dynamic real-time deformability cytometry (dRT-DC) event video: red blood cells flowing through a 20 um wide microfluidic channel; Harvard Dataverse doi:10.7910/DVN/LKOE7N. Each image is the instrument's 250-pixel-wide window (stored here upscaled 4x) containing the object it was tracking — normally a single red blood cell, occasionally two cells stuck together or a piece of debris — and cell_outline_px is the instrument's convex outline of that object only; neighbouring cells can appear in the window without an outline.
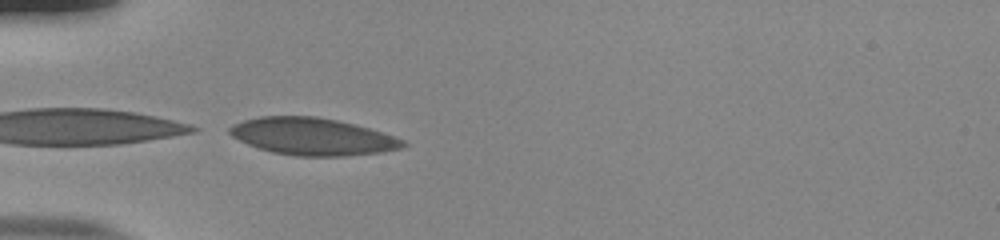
{"species": "human", "species_latin": "Homo sapiens", "temperature_condition": "room temperature", "stored_images_in_passage": 37, "camera_frame_rate_fps": 3000, "um_per_image_px": 0.085, "donor": {"sex": "male"}, "frame": {"image": 1, "passage_image": 1, "time_ms": 0.0, "image_size_px": [1000, 240], "cell_outline_px": [[408, 144], [404, 148], [380, 152], [344, 156], [296, 156], [272, 152], [248, 144], [232, 136], [228, 132], [228, 128], [232, 124], [244, 120], [260, 116], [316, 116], [336, 120], [368, 128], [404, 140]], "centroid_in_image_um": [26.54, 11.6], "position_along_channel_um": 58.5, "area_um2": 37.34}}
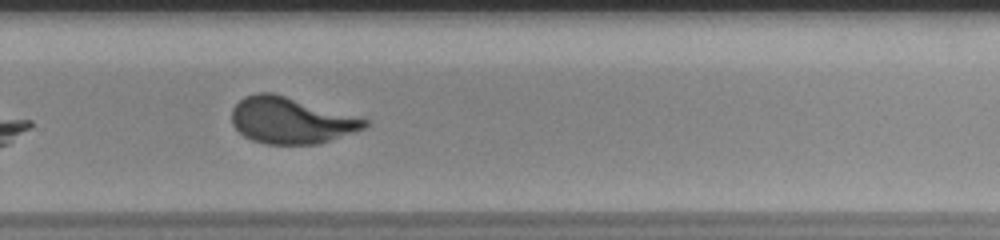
{"frame": {"image": 2, "passage_image": 21, "time_ms": 6.667, "image_size_px": [1000, 240], "cell_outline_px": [[368, 124], [364, 128], [316, 144], [264, 144], [252, 140], [244, 136], [232, 124], [232, 108], [244, 96], [256, 92], [272, 92], [364, 116], [368, 120]], "centroid_in_image_um": [24.76, 10.2], "position_along_channel_um": 305.0, "area_um2": 36.3}}
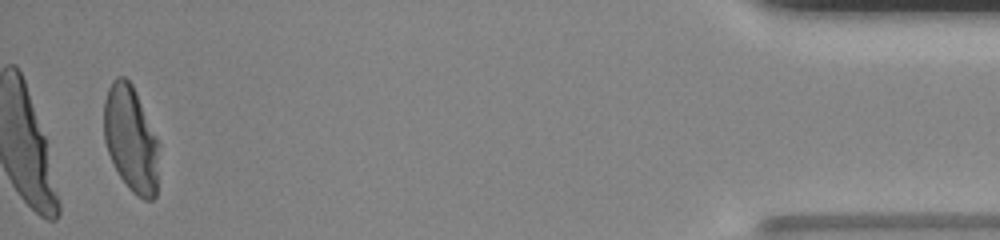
{"frame": {"image": 3, "passage_image": 36, "time_ms": 11.667, "image_size_px": [1000, 240], "cell_outline_px": [[160, 144], [156, 196], [152, 200], [144, 200], [136, 196], [128, 188], [120, 176], [108, 152], [104, 140], [104, 100], [108, 88], [112, 80], [116, 76], [124, 76], [132, 84], [136, 92]], "centroid_in_image_um": [11.14, 11.82], "position_along_channel_um": 424.1, "area_um2": 34.28}, "authors_computed_cell_mechanics": {"area_um2": 36.2984, "velocity_mm_per_s": 3.8315, "shape_relaxation_time_tau1_ms": 6.4661, "shape_relaxation_time_tau2_ms": null, "deformation_change_tau1": 0.1947, "deformation_change_tau2": null}}